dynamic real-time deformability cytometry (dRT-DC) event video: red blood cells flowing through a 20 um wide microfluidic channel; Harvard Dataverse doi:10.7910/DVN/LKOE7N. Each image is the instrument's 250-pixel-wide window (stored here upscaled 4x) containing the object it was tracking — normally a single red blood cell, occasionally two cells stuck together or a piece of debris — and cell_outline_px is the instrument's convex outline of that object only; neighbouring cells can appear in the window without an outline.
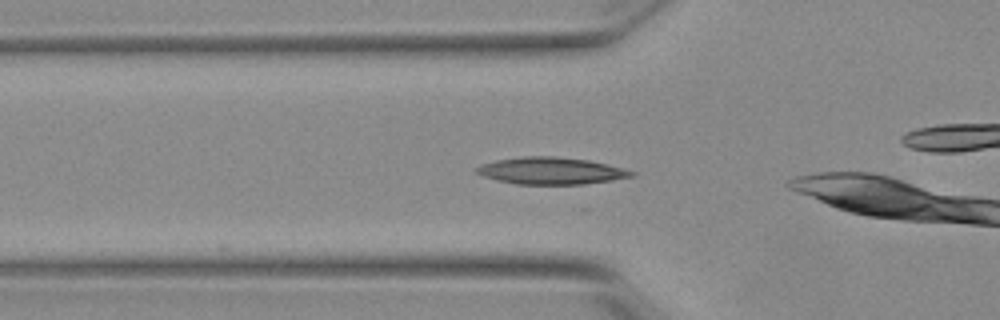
{"species": "Egyptian fruit bat (a non-hibernating species)", "species_latin": "Rousettus aegyptiacus", "temperature_condition": "warm", "stored_images_in_passage": 12, "camera_frame_rate_fps": 3000, "um_per_image_px": 0.085, "animal": {"sex": "female"}, "frame": {"image": 1, "passage_image": 2, "time_ms": 0.333, "image_size_px": [1000, 320], "cell_outline_px": [[636, 176], [612, 180], [584, 184], [516, 184], [496, 180], [484, 176], [476, 172], [476, 168], [480, 164], [496, 160], [524, 156], [556, 156], [588, 160], [608, 164], [624, 168], [636, 172]], "centroid_in_image_um": [46.87, 14.51], "position_along_channel_um": 78.9, "area_um2": 24.45}}
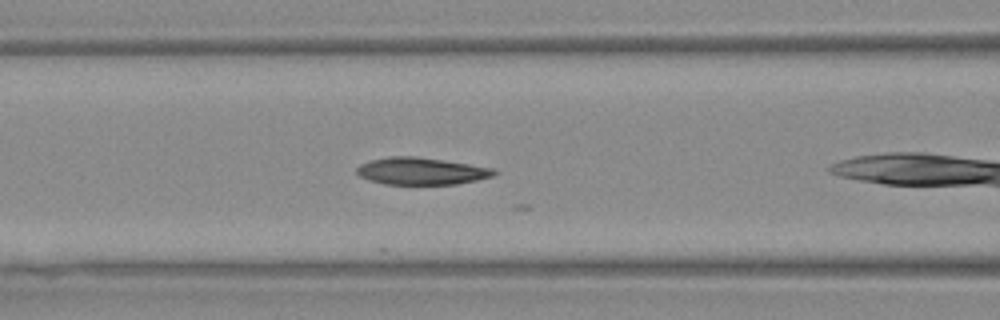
{"frame": {"image": 2, "passage_image": 6, "time_ms": 1.667, "image_size_px": [1000, 320], "cell_outline_px": [[500, 172], [496, 176], [456, 184], [384, 184], [368, 180], [360, 176], [356, 172], [356, 168], [360, 164], [368, 160], [388, 156], [416, 156], [496, 168]], "centroid_in_image_um": [35.83, 14.54], "position_along_channel_um": 130.8, "area_um2": 22.02}}